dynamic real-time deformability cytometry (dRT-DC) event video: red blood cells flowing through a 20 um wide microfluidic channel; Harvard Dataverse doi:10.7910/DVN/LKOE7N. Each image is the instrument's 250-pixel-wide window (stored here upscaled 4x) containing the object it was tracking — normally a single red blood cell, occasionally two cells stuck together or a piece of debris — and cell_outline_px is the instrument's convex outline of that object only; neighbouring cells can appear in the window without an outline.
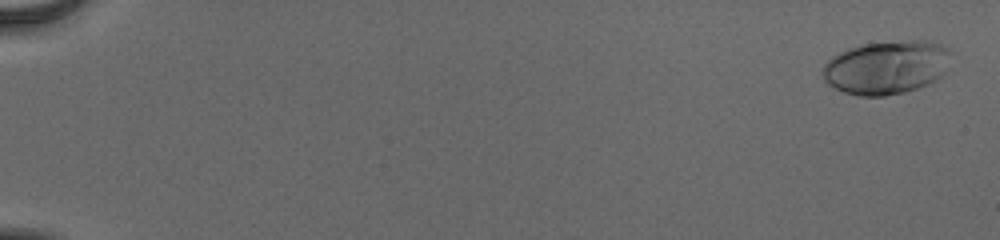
{"species": "human", "species_latin": "Homo sapiens", "temperature_condition": "cold", "stored_images_in_passage": 56, "camera_frame_rate_fps": 3000, "um_per_image_px": 0.085, "donor": {"sex": "male"}, "frame": {"image": 1, "passage_image": 2, "time_ms": 0.333, "image_size_px": [1000, 240], "cell_outline_px": [[948, 52], [944, 72], [936, 80], [928, 84], [904, 92], [884, 96], [860, 96], [844, 92], [828, 84], [824, 80], [820, 72], [824, 64], [832, 56], [848, 48], [864, 44], [912, 40], [928, 40], [940, 44], [948, 48]], "centroid_in_image_um": [75.28, 5.73], "position_along_channel_um": 9.7, "area_um2": 39.77}}
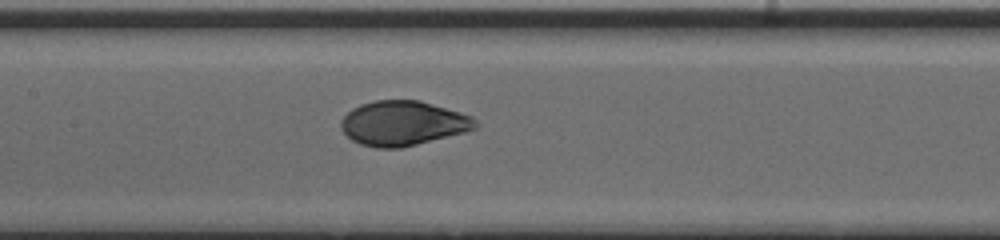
{"frame": {"image": 2, "passage_image": 30, "time_ms": 9.667, "image_size_px": [1000, 240], "cell_outline_px": [[480, 124], [476, 128], [464, 132], [400, 148], [376, 148], [360, 144], [352, 140], [340, 128], [340, 120], [352, 108], [360, 104], [376, 100], [420, 100], [460, 112], [472, 116]], "centroid_in_image_um": [34.24, 10.47], "position_along_channel_um": 173.2, "area_um2": 34.97}}
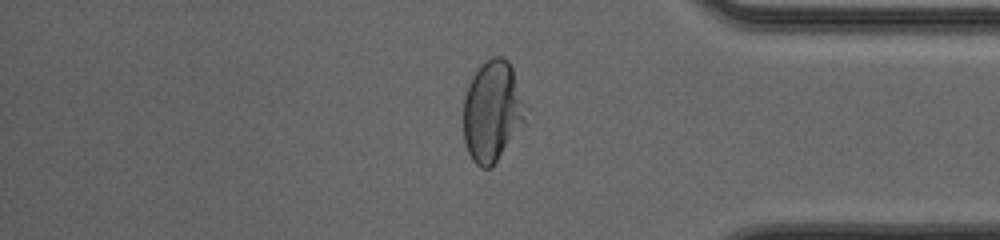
{"frame": {"image": 3, "passage_image": 48, "time_ms": 15.667, "image_size_px": [1000, 240], "cell_outline_px": [[528, 108], [524, 120], [496, 160], [488, 168], [480, 168], [472, 160], [468, 152], [464, 140], [464, 96], [468, 84], [472, 76], [480, 64], [492, 56], [504, 56], [508, 60], [512, 68]], "centroid_in_image_um": [41.83, 9.38], "position_along_channel_um": 393.4, "area_um2": 36.3}, "authors_computed_cell_mechanics": {"area_um2": 36.2695, "velocity_mm_per_s": 3.8868, "shape_relaxation_time_tau1_ms": 3.6583, "shape_relaxation_time_tau2_ms": null, "deformation_change_tau1": 0.1924, "deformation_change_tau2": null}}